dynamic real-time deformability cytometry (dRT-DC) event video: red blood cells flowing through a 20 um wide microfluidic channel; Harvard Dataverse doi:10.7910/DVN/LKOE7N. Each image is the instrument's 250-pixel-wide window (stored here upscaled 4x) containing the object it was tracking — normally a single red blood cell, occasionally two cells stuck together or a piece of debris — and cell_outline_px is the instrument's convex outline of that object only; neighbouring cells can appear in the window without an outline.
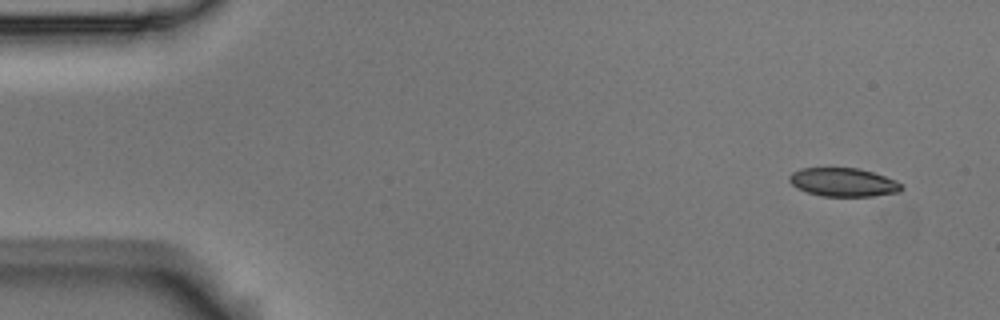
{"species": "Egyptian fruit bat (a non-hibernating species)", "species_latin": "Rousettus aegyptiacus", "temperature_condition": "room temperature", "stored_images_in_passage": 3, "camera_frame_rate_fps": 3000, "um_per_image_px": 0.085, "animal": {"sex": "male"}, "frame": {"image": 1, "passage_image": 3, "time_ms": 0.667, "image_size_px": [1000, 320], "cell_outline_px": [[904, 188], [900, 192], [872, 196], [824, 196], [808, 192], [796, 188], [788, 180], [788, 176], [792, 172], [800, 168], [856, 168], [872, 172], [896, 180], [904, 184]], "centroid_in_image_um": [71.69, 15.49], "position_along_channel_um": 13.3, "area_um2": 18.73}}